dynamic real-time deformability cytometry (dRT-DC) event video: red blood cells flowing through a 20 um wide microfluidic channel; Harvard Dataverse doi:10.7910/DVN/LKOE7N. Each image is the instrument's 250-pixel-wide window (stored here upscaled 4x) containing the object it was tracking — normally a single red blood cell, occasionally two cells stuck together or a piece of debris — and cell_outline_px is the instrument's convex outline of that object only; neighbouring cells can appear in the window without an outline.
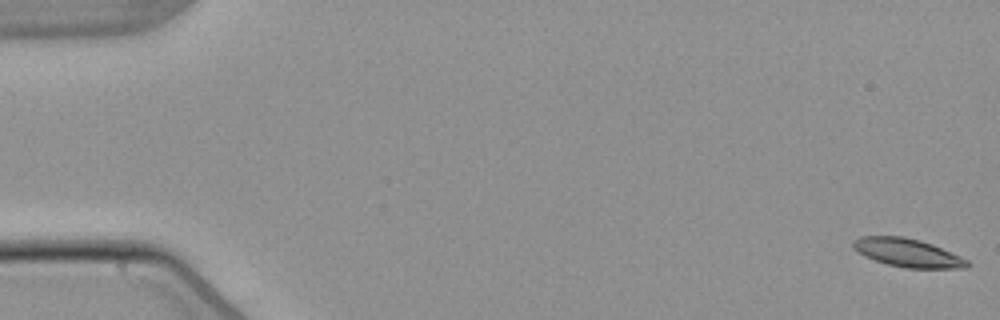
{"species": "common noctule bat (a hibernating species)", "species_latin": "Nyctalus noctula", "temperature_condition": "warm", "stored_images_in_passage": 5, "camera_frame_rate_fps": 3000, "um_per_image_px": 0.085, "animal": {"sex": "male", "body_mass_g": 21.5, "forearm_length_mm": 52.0}, "frame": {"image": 1, "passage_image": 1, "time_ms": 0.0, "image_size_px": [1000, 320], "cell_outline_px": [[972, 264], [968, 268], [904, 268], [888, 264], [864, 256], [852, 248], [852, 244], [860, 236], [904, 236], [920, 240], [932, 244], [960, 256], [968, 260]], "centroid_in_image_um": [77.17, 21.49], "position_along_channel_um": 7.8, "area_um2": 18.84}}